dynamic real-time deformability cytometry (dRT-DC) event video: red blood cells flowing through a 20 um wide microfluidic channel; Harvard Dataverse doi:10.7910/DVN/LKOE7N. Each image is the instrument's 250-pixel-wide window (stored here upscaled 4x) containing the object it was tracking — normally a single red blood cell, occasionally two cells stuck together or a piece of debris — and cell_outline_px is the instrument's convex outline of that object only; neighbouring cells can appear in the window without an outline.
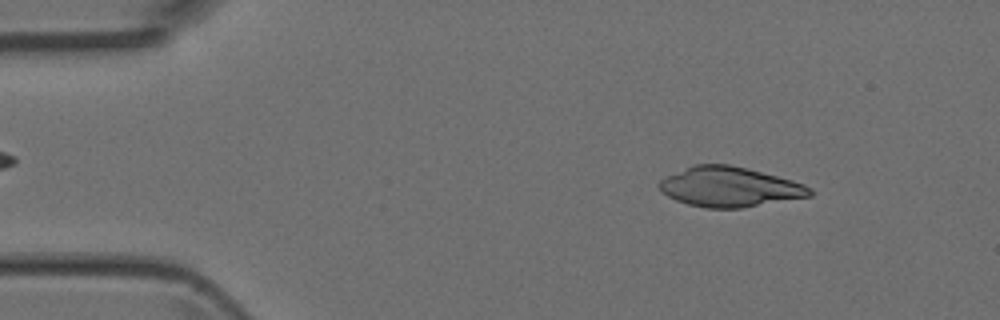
{"species": "Egyptian fruit bat (a non-hibernating species)", "species_latin": "Rousettus aegyptiacus", "temperature_condition": "room temperature", "stored_images_in_passage": 47, "camera_frame_rate_fps": 3000, "um_per_image_px": 0.085, "animal": {"sex": "female"}, "frame": {"image": 1, "passage_image": 5, "time_ms": 1.333, "image_size_px": [1000, 320], "cell_outline_px": [[816, 192], [812, 196], [740, 208], [704, 208], [688, 204], [676, 200], [668, 196], [656, 184], [660, 180], [692, 164], [728, 164], [748, 168], [792, 180], [804, 184], [812, 188]], "centroid_in_image_um": [62.05, 15.88], "position_along_channel_um": 23.0, "area_um2": 35.03}}
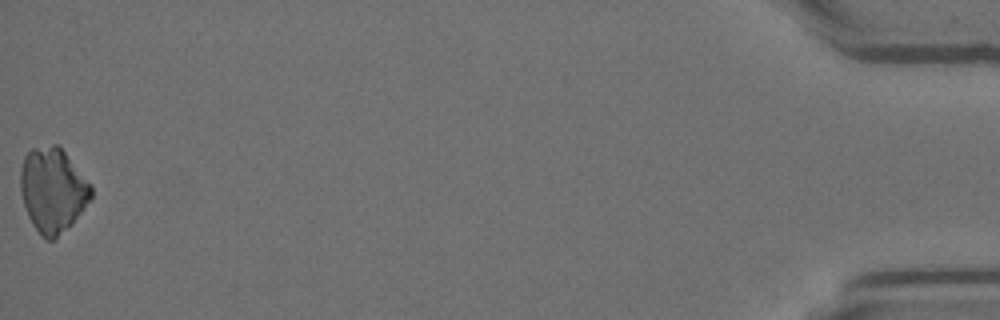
{"frame": {"image": 2, "passage_image": 47, "time_ms": 15.333, "image_size_px": [1000, 320], "cell_outline_px": [[92, 196], [72, 224], [52, 240], [48, 240], [40, 236], [32, 224], [28, 216], [20, 192], [20, 168], [24, 156], [32, 148], [52, 144], [56, 144], [64, 152], [92, 184]], "centroid_in_image_um": [4.46, 16.15], "position_along_channel_um": 430.7, "area_um2": 34.74}}